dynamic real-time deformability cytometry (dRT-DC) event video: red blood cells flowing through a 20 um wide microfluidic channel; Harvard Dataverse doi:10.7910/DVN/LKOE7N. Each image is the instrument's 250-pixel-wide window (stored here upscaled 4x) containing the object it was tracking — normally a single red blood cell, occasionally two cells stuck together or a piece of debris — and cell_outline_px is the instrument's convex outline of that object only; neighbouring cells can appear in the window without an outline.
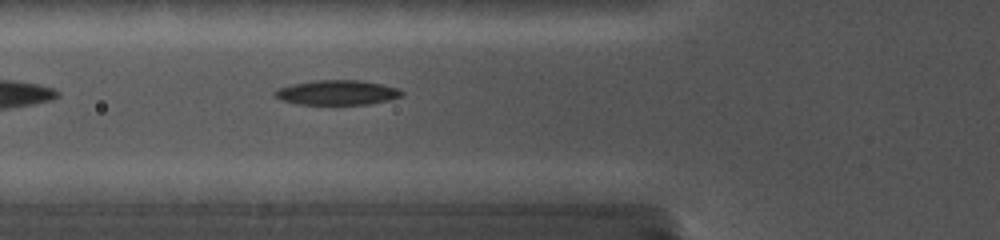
{"species": "common noctule bat (a hibernating species)", "species_latin": "Nyctalus noctula", "temperature_condition": "cold", "stored_images_in_passage": 54, "camera_frame_rate_fps": 5000, "um_per_image_px": 0.085, "animal": {"sex": "female", "body_mass_g": 19.0, "forearm_length_mm": 56.7}, "frame": {"image": 1, "passage_image": 3, "time_ms": 0.6, "image_size_px": [1000, 240], "cell_outline_px": [[404, 96], [392, 100], [372, 104], [296, 104], [280, 100], [272, 96], [272, 92], [276, 88], [292, 84], [312, 80], [360, 80], [400, 88], [404, 92]], "centroid_in_image_um": [28.65, 7.87], "position_along_channel_um": 97.2, "area_um2": 18.79}}
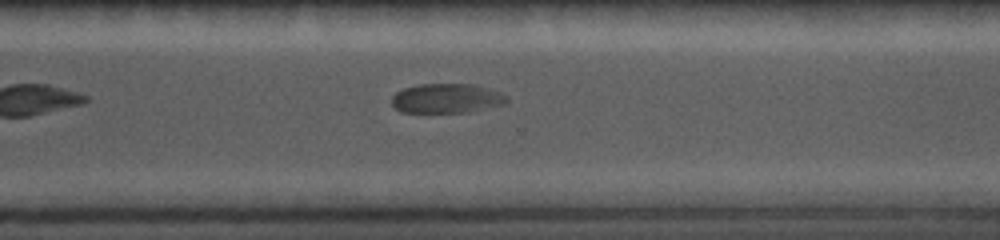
{"frame": {"image": 2, "passage_image": 32, "time_ms": 7.0, "image_size_px": [1000, 240], "cell_outline_px": [[508, 100], [504, 104], [464, 112], [404, 112], [396, 108], [392, 104], [392, 96], [396, 92], [404, 88], [420, 84], [472, 84], [488, 88], [500, 92], [508, 96]], "centroid_in_image_um": [37.96, 8.35], "position_along_channel_um": 332.6, "area_um2": 19.54}}
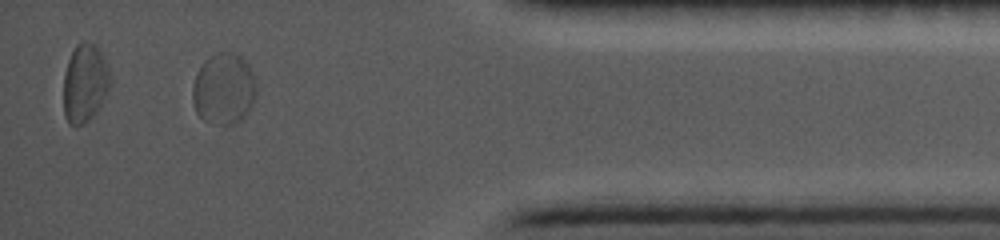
{"frame": {"image": 3, "passage_image": 49, "time_ms": 9.8, "image_size_px": [1000, 240], "cell_outline_px": [[256, 100], [252, 108], [236, 124], [216, 124], [204, 120], [196, 112], [192, 100], [192, 88], [196, 72], [204, 60], [208, 56], [220, 52], [240, 52], [248, 64], [256, 80]], "centroid_in_image_um": [19.04, 7.53], "position_along_channel_um": 416.2, "area_um2": 27.17}}